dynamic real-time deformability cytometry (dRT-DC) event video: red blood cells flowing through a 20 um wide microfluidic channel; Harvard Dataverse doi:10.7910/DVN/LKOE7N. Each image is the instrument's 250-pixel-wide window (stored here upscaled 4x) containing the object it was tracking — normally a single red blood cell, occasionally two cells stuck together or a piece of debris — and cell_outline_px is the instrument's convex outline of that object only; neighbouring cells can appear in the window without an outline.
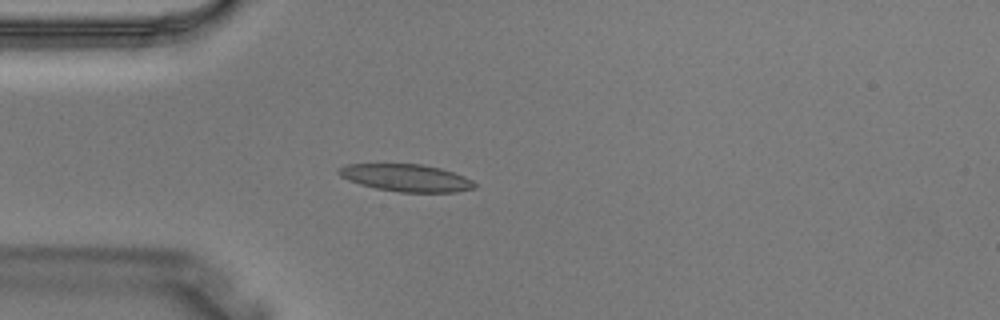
{"species": "Egyptian fruit bat (a non-hibernating species)", "species_latin": "Rousettus aegyptiacus", "temperature_condition": "warm", "stored_images_in_passage": 3, "camera_frame_rate_fps": 3000, "um_per_image_px": 0.085, "animal": {"sex": "male"}, "frame": {"image": 1, "passage_image": 3, "time_ms": 0.667, "image_size_px": [1000, 320], "cell_outline_px": [[476, 188], [456, 192], [400, 192], [376, 188], [360, 184], [348, 180], [340, 176], [336, 172], [344, 164], [424, 164], [440, 168], [464, 176], [472, 180], [476, 184]], "centroid_in_image_um": [34.53, 15.11], "position_along_channel_um": 50.5, "area_um2": 21.62}}